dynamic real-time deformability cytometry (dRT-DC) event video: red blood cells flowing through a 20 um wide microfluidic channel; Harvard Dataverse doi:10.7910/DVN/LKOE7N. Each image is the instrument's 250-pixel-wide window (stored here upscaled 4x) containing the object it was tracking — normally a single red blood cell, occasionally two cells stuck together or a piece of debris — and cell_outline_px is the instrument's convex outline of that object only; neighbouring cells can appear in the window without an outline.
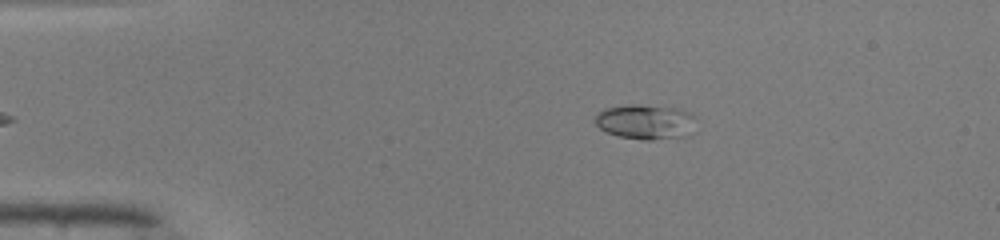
{"species": "common noctule bat (a hibernating species)", "species_latin": "Nyctalus noctula", "temperature_condition": "warm", "stored_images_in_passage": 42, "camera_frame_rate_fps": 3000, "um_per_image_px": 0.085, "animal": {"sex": "male", "body_mass_g": 19.0, "forearm_length_mm": 50.8}, "frame": {"image": 1, "passage_image": 2, "time_ms": 0.333, "image_size_px": [1000, 240], "cell_outline_px": [[696, 116], [684, 136], [648, 140], [644, 140], [620, 136], [608, 132], [600, 128], [596, 124], [596, 116], [604, 108], [632, 104], [636, 104], [676, 108], [688, 112]], "centroid_in_image_um": [54.82, 10.34], "position_along_channel_um": 30.2, "area_um2": 19.88}}
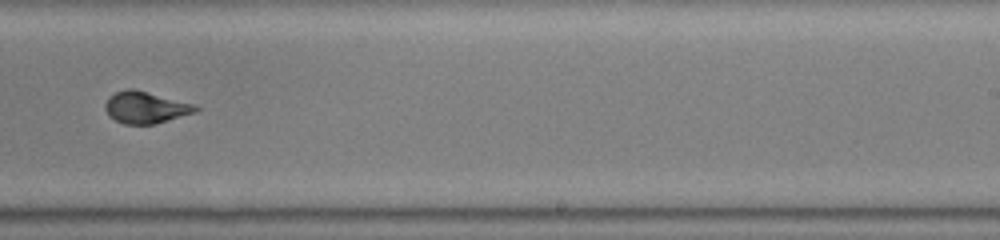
{"frame": {"image": 2, "passage_image": 24, "time_ms": 7.667, "image_size_px": [1000, 240], "cell_outline_px": [[200, 108], [196, 112], [152, 124], [124, 124], [108, 116], [104, 108], [104, 104], [108, 96], [116, 92], [128, 88], [132, 88], [196, 104]], "centroid_in_image_um": [12.35, 9.12], "position_along_channel_um": 276.7, "area_um2": 16.76}}
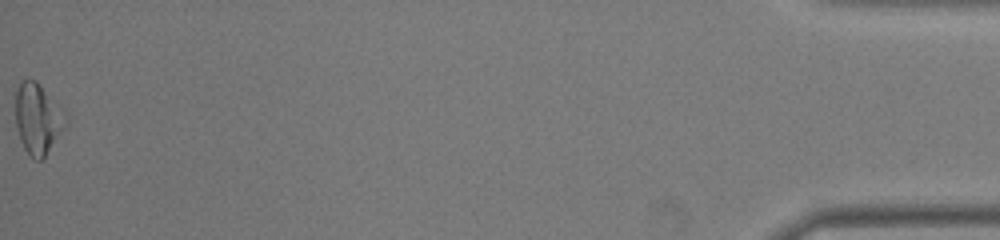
{"frame": {"image": 3, "passage_image": 42, "time_ms": 13.667, "image_size_px": [1000, 240], "cell_outline_px": [[68, 124], [44, 160], [36, 160], [24, 148], [20, 140], [16, 124], [16, 92], [20, 80], [36, 80], [68, 112]], "centroid_in_image_um": [3.28, 10.09], "position_along_channel_um": 431.9, "area_um2": 21.27}}